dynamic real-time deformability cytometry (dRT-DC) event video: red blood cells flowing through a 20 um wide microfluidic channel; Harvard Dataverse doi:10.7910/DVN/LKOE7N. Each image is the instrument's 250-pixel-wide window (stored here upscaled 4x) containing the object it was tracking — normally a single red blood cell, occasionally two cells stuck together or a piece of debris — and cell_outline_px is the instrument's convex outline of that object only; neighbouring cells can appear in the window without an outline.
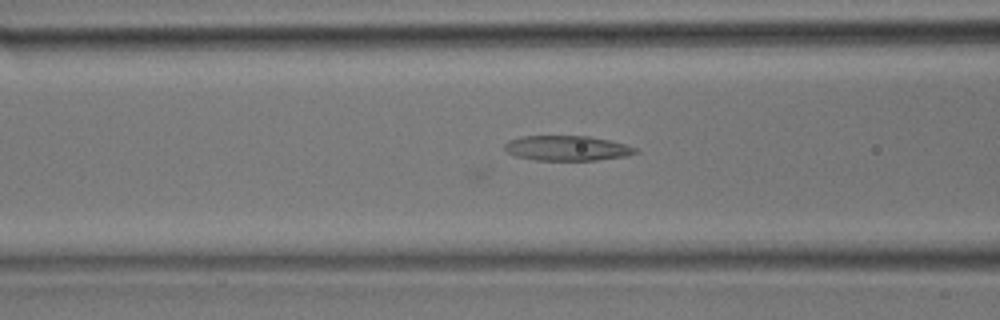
{"species": "common noctule bat (a hibernating species)", "species_latin": "Nyctalus noctula", "temperature_condition": "room temperature", "stored_images_in_passage": 32, "camera_frame_rate_fps": 3000, "um_per_image_px": 0.085, "animal": {"sex": "male", "body_mass_g": 17.9}, "frame": {"image": 1, "passage_image": 16, "time_ms": 5.0, "image_size_px": [1000, 320], "cell_outline_px": [[640, 152], [628, 156], [596, 160], [536, 160], [516, 156], [508, 152], [504, 148], [504, 144], [508, 140], [520, 136], [588, 136], [608, 140], [624, 144], [636, 148]], "centroid_in_image_um": [48.2, 12.59], "position_along_channel_um": 118.4, "area_um2": 19.07}}
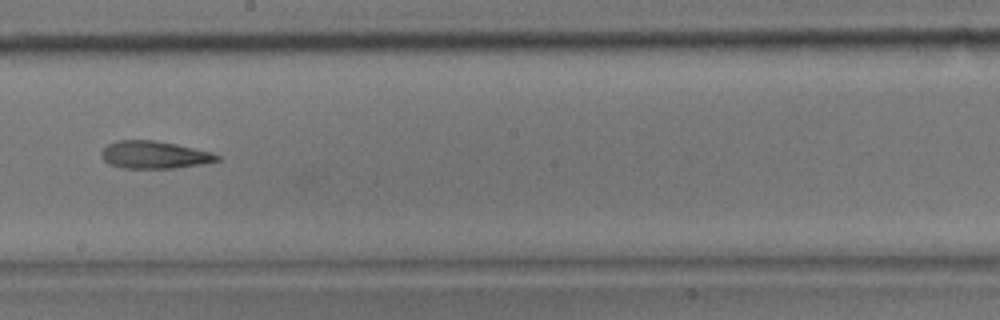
{"frame": {"image": 2, "passage_image": 22, "time_ms": 7.0, "image_size_px": [1000, 320], "cell_outline_px": [[224, 160], [204, 164], [172, 168], [120, 168], [108, 164], [100, 156], [100, 152], [108, 144], [116, 140], [156, 140], [176, 144], [212, 152], [220, 156]], "centroid_in_image_um": [13.13, 13.16], "position_along_channel_um": 235.1, "area_um2": 18.84}}
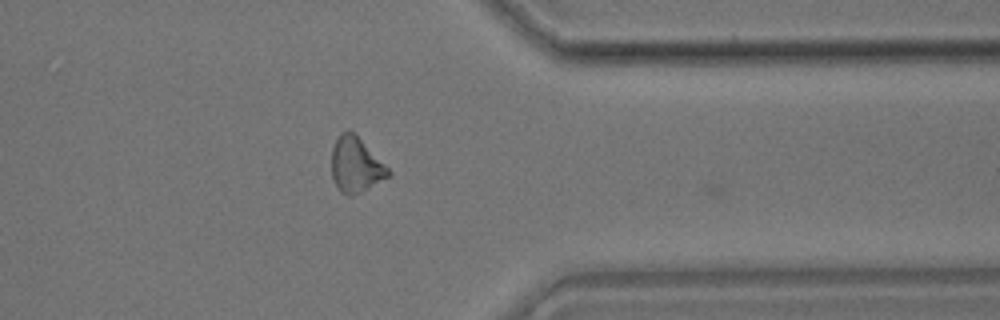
{"frame": {"image": 3, "passage_image": 30, "time_ms": 9.667, "image_size_px": [1000, 320], "cell_outline_px": [[392, 176], [352, 196], [348, 196], [340, 192], [336, 188], [332, 176], [332, 148], [340, 132], [352, 132], [392, 172]], "centroid_in_image_um": [30.23, 14.08], "position_along_channel_um": 381.2, "area_um2": 17.92}}